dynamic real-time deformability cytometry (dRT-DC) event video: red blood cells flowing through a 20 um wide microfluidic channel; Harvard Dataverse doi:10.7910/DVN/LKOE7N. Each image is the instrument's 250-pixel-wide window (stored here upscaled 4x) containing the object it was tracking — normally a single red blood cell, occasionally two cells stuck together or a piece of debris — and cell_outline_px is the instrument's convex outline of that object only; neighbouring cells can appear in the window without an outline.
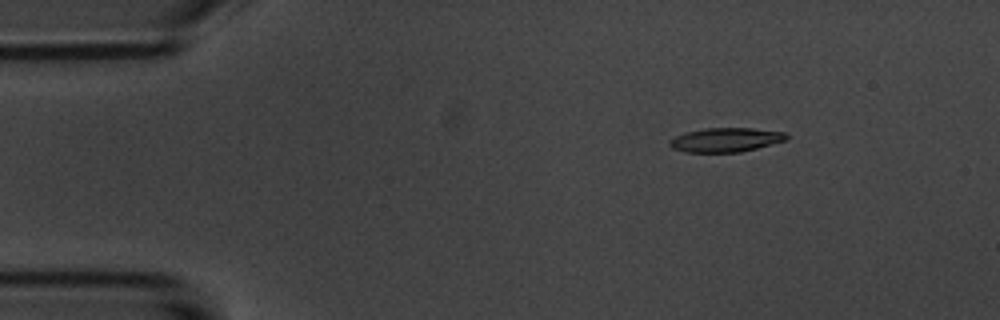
{"species": "common noctule bat (a hibernating species)", "species_latin": "Nyctalus noctula", "temperature_condition": "room temperature", "stored_images_in_passage": 6, "camera_frame_rate_fps": 3000, "um_per_image_px": 0.085, "animal": {"sex": "male", "body_mass_g": 20.1, "forearm_length_mm": 53.5}, "frame": {"image": 1, "passage_image": 3, "time_ms": 2.333, "image_size_px": [1000, 320], "cell_outline_px": [[788, 136], [784, 140], [756, 148], [740, 152], [684, 152], [672, 148], [668, 144], [668, 140], [684, 132], [704, 128], [752, 128], [784, 132]], "centroid_in_image_um": [61.61, 11.88], "position_along_channel_um": 23.4, "area_um2": 16.36}}
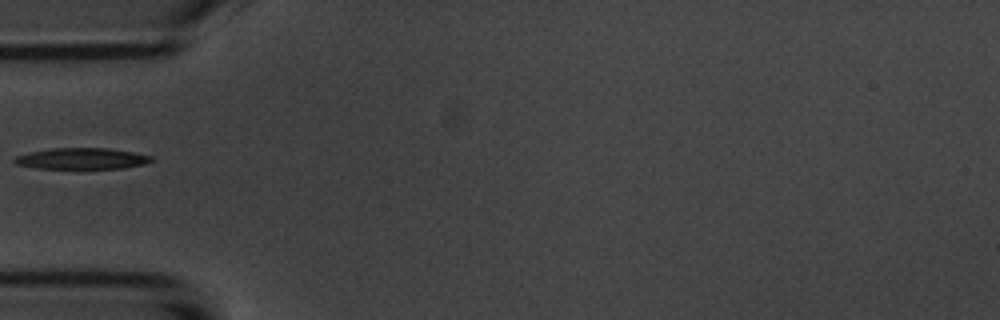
{"frame": {"image": 2, "passage_image": 6, "time_ms": 5.667, "image_size_px": [1000, 320], "cell_outline_px": [[152, 160], [144, 164], [124, 168], [36, 168], [16, 164], [12, 160], [16, 156], [32, 152], [52, 148], [108, 148], [132, 152], [152, 156]], "centroid_in_image_um": [6.95, 13.48], "position_along_channel_um": 78.1, "area_um2": 16.65}}